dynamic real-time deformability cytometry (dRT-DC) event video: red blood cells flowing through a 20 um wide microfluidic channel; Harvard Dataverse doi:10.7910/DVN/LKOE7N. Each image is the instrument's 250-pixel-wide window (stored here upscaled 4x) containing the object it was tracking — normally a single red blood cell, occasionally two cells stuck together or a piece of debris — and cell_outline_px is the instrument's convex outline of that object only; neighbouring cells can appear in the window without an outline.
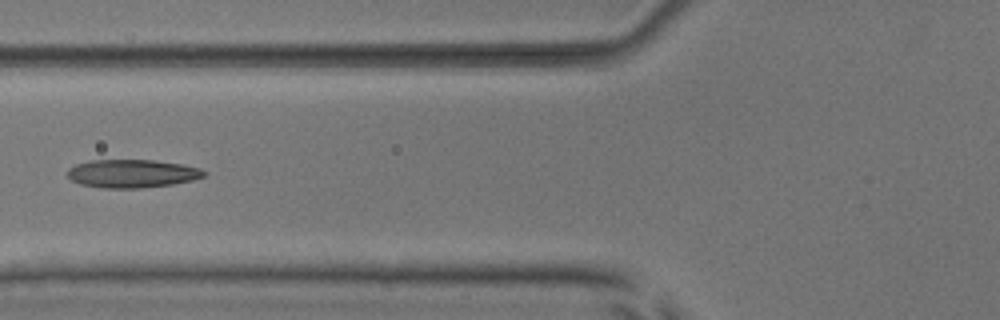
{"species": "common noctule bat (a hibernating species)", "species_latin": "Nyctalus noctula", "temperature_condition": "room temperature", "stored_images_in_passage": 7, "camera_frame_rate_fps": 3000, "um_per_image_px": 0.085, "animal": {"sex": "male", "body_mass_g": 17.9, "forearm_length_mm": 54.2}, "frame": {"image": 1, "passage_image": 6, "time_ms": 6.667, "image_size_px": [1000, 320], "cell_outline_px": [[208, 172], [204, 176], [192, 180], [172, 184], [140, 188], [100, 188], [80, 184], [72, 180], [68, 176], [68, 168], [76, 164], [88, 160], [152, 160], [184, 164], [200, 168]], "centroid_in_image_um": [11.23, 14.75], "position_along_channel_um": 114.6, "area_um2": 22.54}}
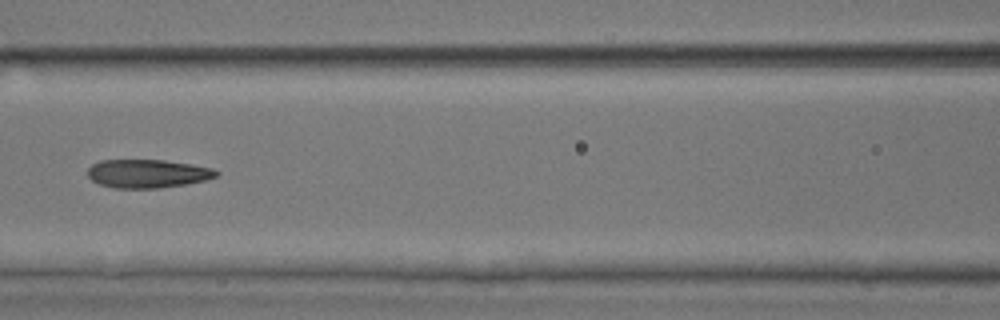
{"frame": {"image": 2, "passage_image": 7, "time_ms": 7.667, "image_size_px": [1000, 320], "cell_outline_px": [[220, 172], [216, 176], [204, 180], [188, 184], [160, 188], [116, 188], [100, 184], [92, 180], [88, 176], [88, 168], [92, 164], [100, 160], [164, 160], [192, 164], [212, 168]], "centroid_in_image_um": [12.55, 14.75], "position_along_channel_um": 154.1, "area_um2": 21.33}}